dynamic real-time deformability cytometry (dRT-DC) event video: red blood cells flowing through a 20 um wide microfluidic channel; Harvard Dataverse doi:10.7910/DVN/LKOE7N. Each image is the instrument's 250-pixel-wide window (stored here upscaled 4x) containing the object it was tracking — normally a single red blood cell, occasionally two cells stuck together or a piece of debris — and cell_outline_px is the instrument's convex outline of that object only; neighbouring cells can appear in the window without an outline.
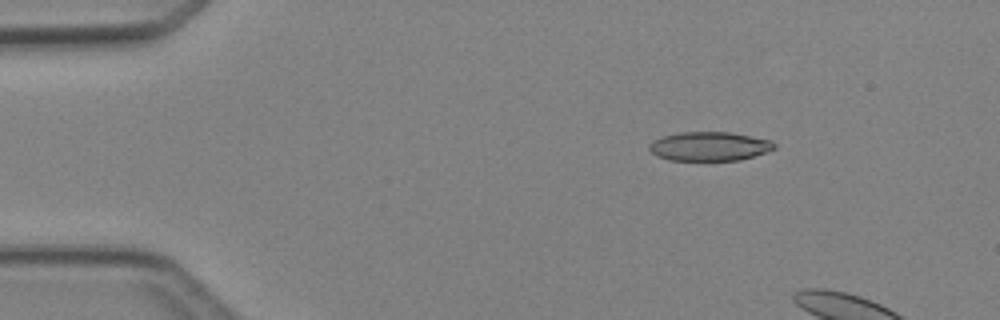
{"species": "Egyptian fruit bat (a non-hibernating species)", "species_latin": "Rousettus aegyptiacus", "temperature_condition": "cold", "stored_images_in_passage": 3, "camera_frame_rate_fps": 3000, "um_per_image_px": 0.085, "animal": {"sex": "female"}, "frame": {"image": 1, "passage_image": 2, "time_ms": 1.333, "image_size_px": [1000, 320], "cell_outline_px": [[776, 148], [768, 152], [740, 160], [668, 160], [656, 156], [648, 148], [648, 144], [652, 140], [660, 136], [680, 132], [732, 132], [772, 140], [776, 144]], "centroid_in_image_um": [60.3, 12.43], "position_along_channel_um": 24.7, "area_um2": 21.5}}